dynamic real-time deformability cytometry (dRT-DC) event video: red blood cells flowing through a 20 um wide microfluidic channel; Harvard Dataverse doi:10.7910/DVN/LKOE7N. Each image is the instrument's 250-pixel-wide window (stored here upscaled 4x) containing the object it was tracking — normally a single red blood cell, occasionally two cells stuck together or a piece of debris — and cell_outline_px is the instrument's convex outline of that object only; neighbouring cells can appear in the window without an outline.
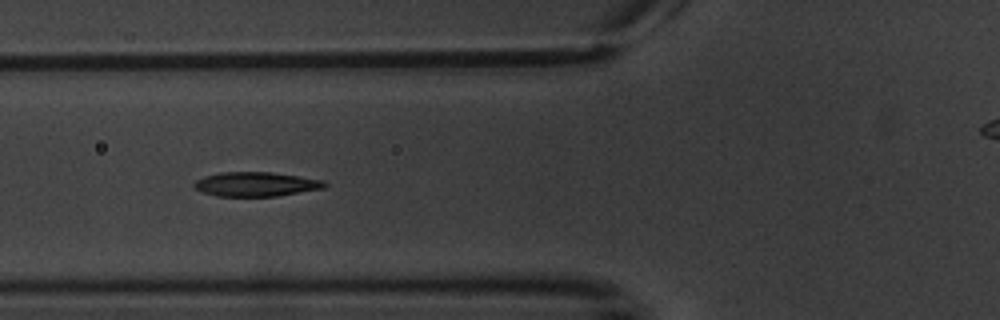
{"species": "common noctule bat (a hibernating species)", "species_latin": "Nyctalus noctula", "temperature_condition": "warm", "stored_images_in_passage": 7, "camera_frame_rate_fps": 3000, "um_per_image_px": 0.085, "animal": {"sex": "male", "body_mass_g": 20.1, "forearm_length_mm": 53.5}, "frame": {"image": 1, "passage_image": 3, "time_ms": 2.333, "image_size_px": [1000, 320], "cell_outline_px": [[328, 184], [324, 188], [276, 196], [216, 196], [204, 192], [196, 188], [192, 184], [196, 180], [204, 176], [220, 172], [272, 172], [324, 180]], "centroid_in_image_um": [21.76, 15.65], "position_along_channel_um": 104.0, "area_um2": 18.44}}
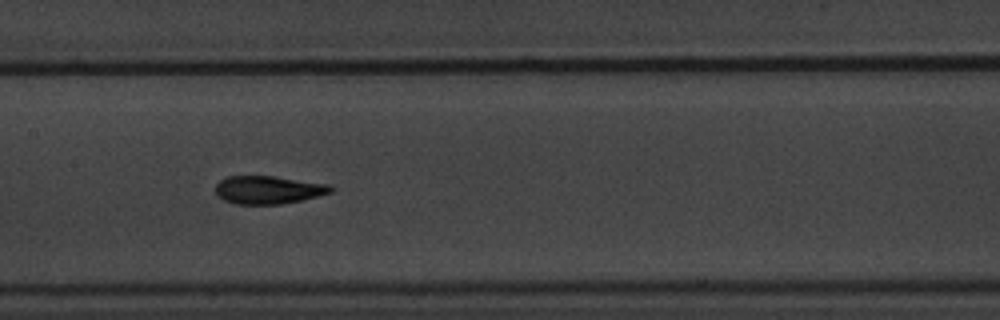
{"frame": {"image": 2, "passage_image": 5, "time_ms": 4.667, "image_size_px": [1000, 320], "cell_outline_px": [[332, 192], [304, 200], [280, 204], [236, 204], [224, 200], [216, 196], [216, 184], [220, 180], [228, 176], [276, 176], [328, 184], [332, 188]], "centroid_in_image_um": [22.79, 16.14], "position_along_channel_um": 184.6, "area_um2": 18.9}}
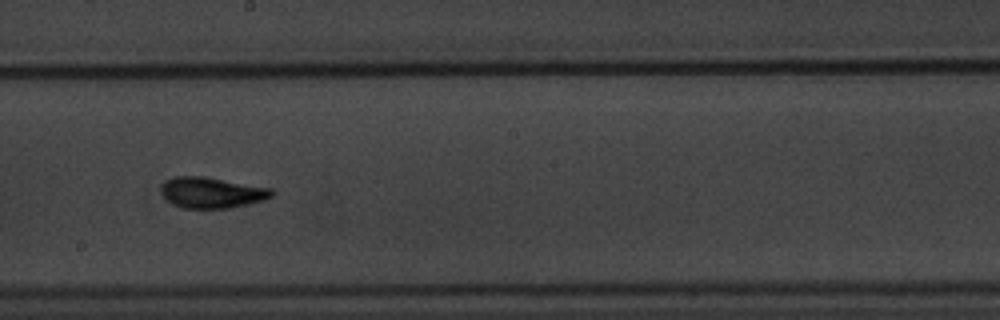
{"frame": {"image": 3, "passage_image": 6, "time_ms": 6.0, "image_size_px": [1000, 320], "cell_outline_px": [[276, 192], [272, 196], [264, 200], [248, 204], [228, 208], [184, 208], [172, 204], [164, 196], [164, 184], [168, 180], [176, 176], [204, 176], [272, 188]], "centroid_in_image_um": [18.08, 16.37], "position_along_channel_um": 230.1, "area_um2": 19.65}}